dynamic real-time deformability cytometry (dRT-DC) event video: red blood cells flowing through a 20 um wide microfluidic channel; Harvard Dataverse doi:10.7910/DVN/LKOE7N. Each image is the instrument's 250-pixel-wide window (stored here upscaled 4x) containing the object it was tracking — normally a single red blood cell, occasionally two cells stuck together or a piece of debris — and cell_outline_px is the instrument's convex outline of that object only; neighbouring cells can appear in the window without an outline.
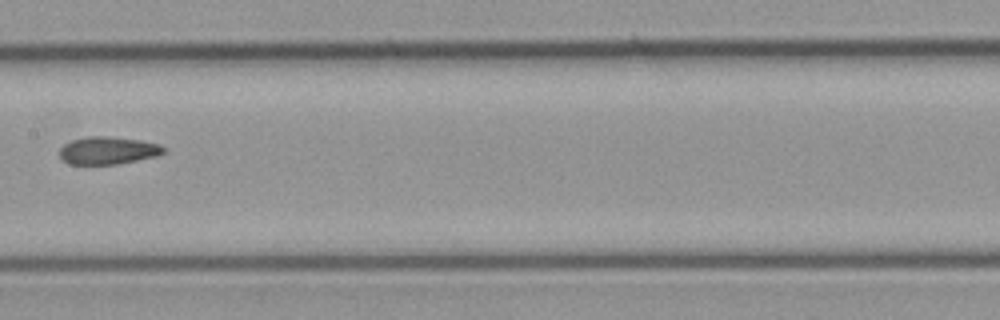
{"species": "common noctule bat (a hibernating species)", "species_latin": "Nyctalus noctula", "temperature_condition": "cold", "stored_images_in_passage": 5, "camera_frame_rate_fps": 3000, "um_per_image_px": 0.085, "animal": {"sex": "male", "body_mass_g": 23.1, "forearm_length_mm": 52.7}, "frame": {"image": 1, "passage_image": 5, "time_ms": 4.667, "image_size_px": [1000, 320], "cell_outline_px": [[164, 152], [156, 156], [116, 164], [68, 164], [60, 156], [60, 148], [64, 144], [72, 140], [88, 136], [108, 136], [140, 140], [160, 144], [164, 148]], "centroid_in_image_um": [9.16, 12.78], "position_along_channel_um": 198.2, "area_um2": 16.59}}